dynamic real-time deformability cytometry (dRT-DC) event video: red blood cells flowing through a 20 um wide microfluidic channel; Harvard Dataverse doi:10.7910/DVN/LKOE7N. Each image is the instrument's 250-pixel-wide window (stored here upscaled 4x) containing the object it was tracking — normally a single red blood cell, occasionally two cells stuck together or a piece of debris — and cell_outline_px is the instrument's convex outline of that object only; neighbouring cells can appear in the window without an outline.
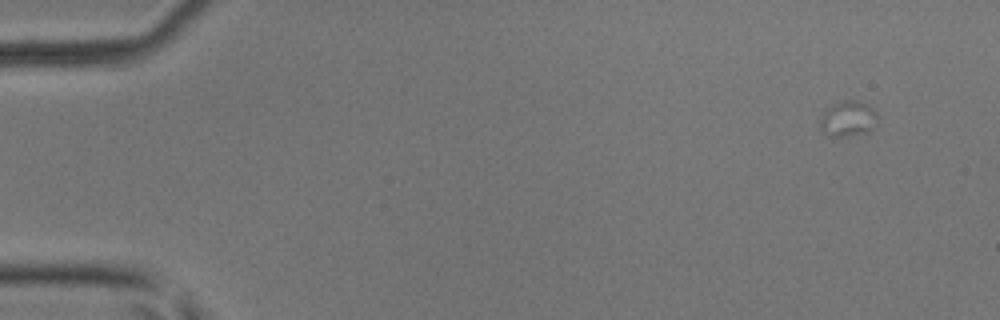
{"species": "common noctule bat (a hibernating species)", "species_latin": "Nyctalus noctula", "temperature_condition": "room temperature", "stored_images_in_passage": 3, "camera_frame_rate_fps": 3000, "um_per_image_px": 0.085, "animal": {"sex": "male", "body_mass_g": 17.9, "forearm_length_mm": 54.2}, "frame": {"image": 1, "passage_image": 1, "time_ms": 0.0, "image_size_px": [1000, 320], "cell_outline_px": [[876, 116], [872, 128], [868, 132], [844, 136], [832, 136], [824, 132], [820, 128], [820, 120], [824, 112], [832, 104], [844, 100], [856, 100], [868, 104], [876, 112]], "centroid_in_image_um": [72.06, 10.07], "position_along_channel_um": 12.9, "area_um2": 11.62}}